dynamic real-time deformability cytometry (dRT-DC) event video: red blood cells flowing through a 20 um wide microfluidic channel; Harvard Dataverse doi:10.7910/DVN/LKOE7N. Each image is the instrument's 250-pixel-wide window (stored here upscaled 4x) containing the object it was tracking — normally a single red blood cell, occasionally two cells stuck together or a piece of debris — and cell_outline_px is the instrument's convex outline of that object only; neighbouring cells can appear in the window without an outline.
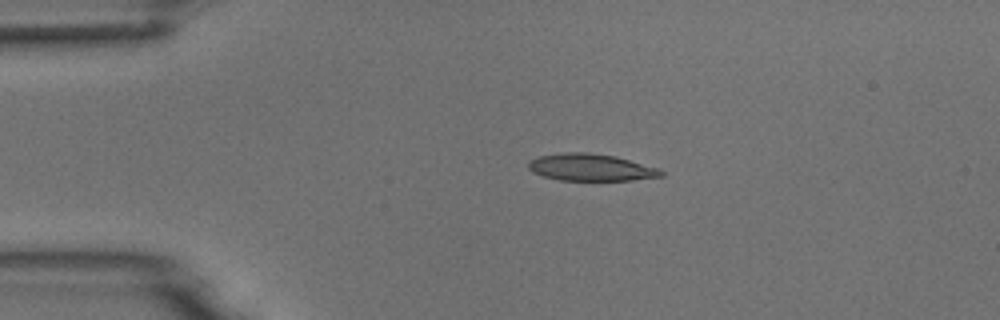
{"species": "common noctule bat (a hibernating species)", "species_latin": "Nyctalus noctula", "temperature_condition": "room temperature", "stored_images_in_passage": 2, "camera_frame_rate_fps": 3000, "um_per_image_px": 0.085, "animal": {"sex": "male", "body_mass_g": 18.8}, "frame": {"image": 1, "passage_image": 1, "time_ms": 0.0, "image_size_px": [1000, 320], "cell_outline_px": [[664, 176], [632, 180], [560, 180], [544, 176], [532, 172], [528, 168], [528, 164], [532, 160], [540, 156], [564, 152], [588, 152], [616, 156], [660, 168], [664, 172]], "centroid_in_image_um": [50.27, 14.22], "position_along_channel_um": 34.7, "area_um2": 20.92}}